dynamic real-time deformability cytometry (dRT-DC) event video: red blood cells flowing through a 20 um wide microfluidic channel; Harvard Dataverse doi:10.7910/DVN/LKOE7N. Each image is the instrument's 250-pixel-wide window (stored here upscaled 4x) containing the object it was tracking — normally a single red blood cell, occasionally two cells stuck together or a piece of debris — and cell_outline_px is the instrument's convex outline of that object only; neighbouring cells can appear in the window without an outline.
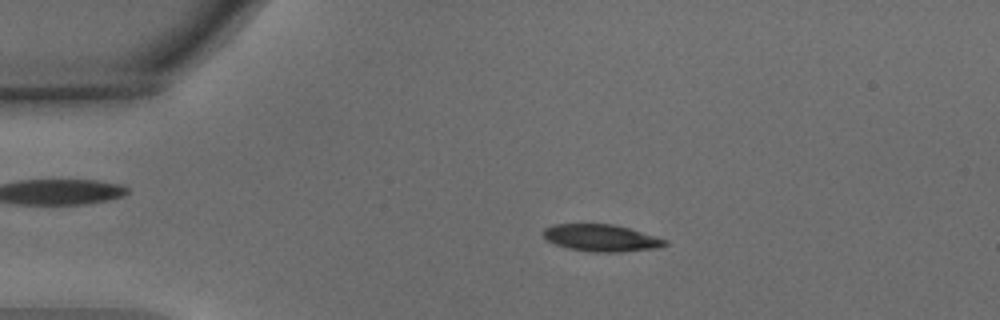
{"species": "common noctule bat (a hibernating species)", "species_latin": "Nyctalus noctula", "temperature_condition": "warm", "stored_images_in_passage": 49, "camera_frame_rate_fps": 3000, "um_per_image_px": 0.085, "animal": {"sex": "male", "body_mass_g": 15.6}, "frame": {"image": 1, "passage_image": 6, "time_ms": 1.667, "image_size_px": [1000, 320], "cell_outline_px": [[668, 244], [660, 248], [620, 252], [592, 252], [568, 248], [556, 244], [548, 240], [544, 236], [544, 228], [552, 224], [612, 224], [628, 228], [668, 240]], "centroid_in_image_um": [51.13, 20.23], "position_along_channel_um": 33.9, "area_um2": 19.07}}
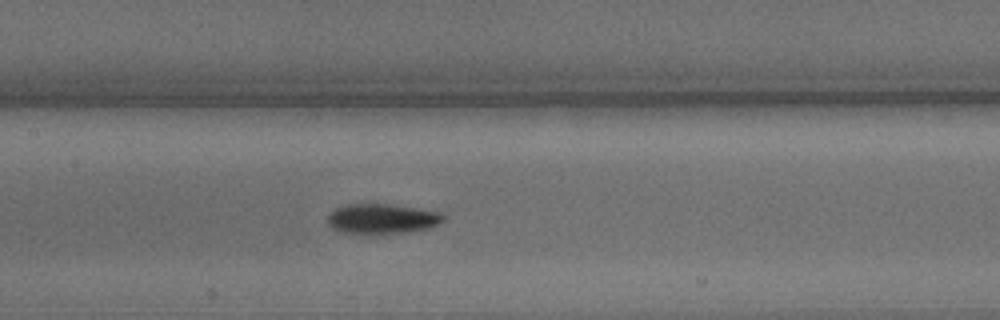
{"frame": {"image": 2, "passage_image": 21, "time_ms": 6.667, "image_size_px": [1000, 320], "cell_outline_px": [[444, 220], [428, 228], [408, 232], [344, 232], [332, 228], [328, 224], [328, 216], [336, 208], [344, 204], [392, 204], [444, 212]], "centroid_in_image_um": [32.51, 18.56], "position_along_channel_um": 174.9, "area_um2": 19.83}}
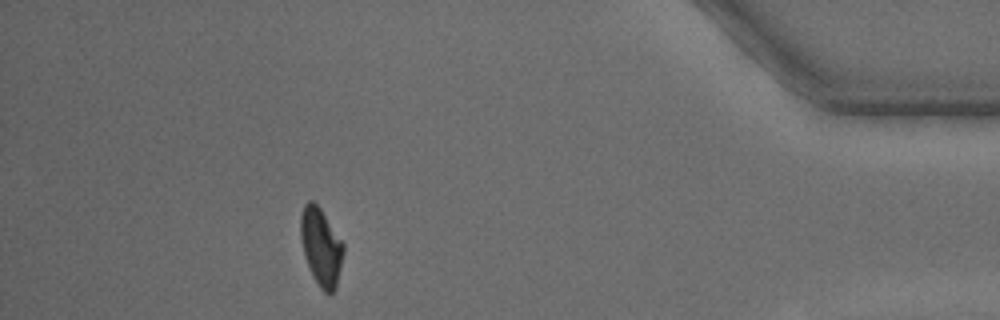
{"frame": {"image": 3, "passage_image": 44, "time_ms": 14.333, "image_size_px": [1000, 320], "cell_outline_px": [[344, 252], [336, 288], [332, 292], [324, 292], [320, 288], [308, 264], [304, 252], [300, 236], [300, 216], [304, 204], [308, 200], [312, 200], [320, 208], [344, 244]], "centroid_in_image_um": [27.29, 20.95], "position_along_channel_um": 407.9, "area_um2": 19.02}, "authors_computed_cell_mechanics": {"area_um2": 19.7098, "velocity_mm_per_s": 3.6978, "shape_relaxation_time_tau1_ms": 4.4048, "shape_relaxation_time_tau2_ms": 5.902, "deformation_change_tau1": 0.1693, "deformation_change_tau2": 0.1057}}